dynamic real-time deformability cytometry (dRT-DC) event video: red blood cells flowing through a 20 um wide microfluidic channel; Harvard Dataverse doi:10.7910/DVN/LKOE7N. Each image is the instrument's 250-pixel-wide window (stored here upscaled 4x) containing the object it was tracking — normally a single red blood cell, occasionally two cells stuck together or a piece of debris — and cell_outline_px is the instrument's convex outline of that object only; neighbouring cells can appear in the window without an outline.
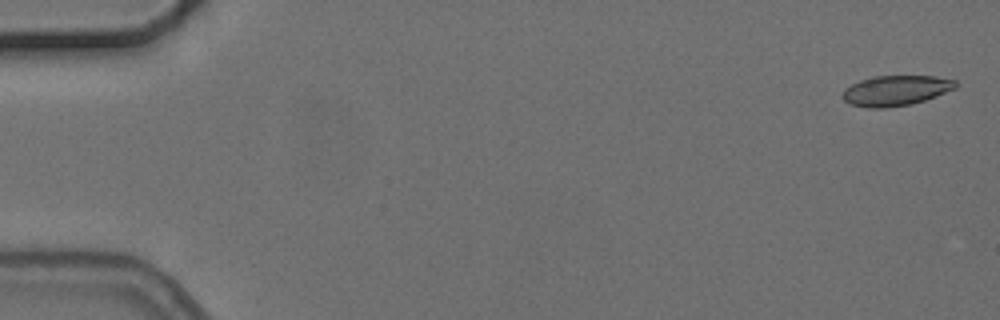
{"species": "common noctule bat (a hibernating species)", "species_latin": "Nyctalus noctula", "temperature_condition": "cold", "stored_images_in_passage": 6, "camera_frame_rate_fps": 3000, "um_per_image_px": 0.085, "animal": {"sex": "female", "body_mass_g": 24.6, "forearm_length_mm": 56.2}, "frame": {"image": 1, "passage_image": 1, "time_ms": 0.0, "image_size_px": [1000, 320], "cell_outline_px": [[956, 88], [936, 96], [924, 100], [908, 104], [884, 108], [868, 108], [848, 104], [840, 96], [844, 88], [860, 80], [872, 76], [936, 76], [956, 80]], "centroid_in_image_um": [76.09, 7.69], "position_along_channel_um": 8.9, "area_um2": 20.0}}
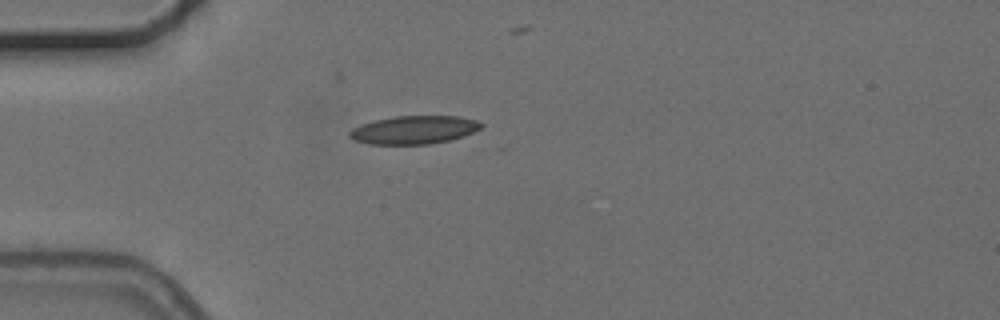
{"frame": {"image": 2, "passage_image": 5, "time_ms": 4.667, "image_size_px": [1000, 320], "cell_outline_px": [[484, 124], [480, 128], [464, 136], [452, 140], [428, 144], [368, 144], [356, 140], [348, 136], [348, 132], [352, 128], [360, 124], [392, 116], [456, 116], [476, 120]], "centroid_in_image_um": [35.17, 11.04], "position_along_channel_um": 49.8, "area_um2": 21.68}}